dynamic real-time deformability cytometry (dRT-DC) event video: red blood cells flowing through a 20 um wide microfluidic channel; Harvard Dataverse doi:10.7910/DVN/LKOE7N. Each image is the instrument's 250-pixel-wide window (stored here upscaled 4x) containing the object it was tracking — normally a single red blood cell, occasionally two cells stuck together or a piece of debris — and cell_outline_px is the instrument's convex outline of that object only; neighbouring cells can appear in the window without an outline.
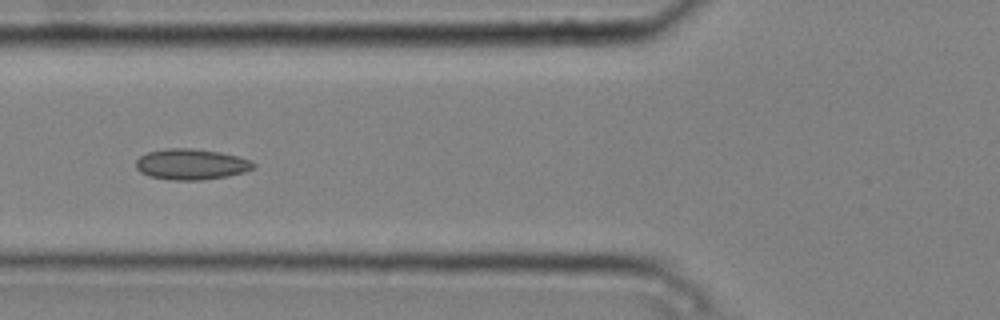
{"species": "common noctule bat (a hibernating species)", "species_latin": "Nyctalus noctula", "temperature_condition": "cold", "stored_images_in_passage": 7, "camera_frame_rate_fps": 3000, "um_per_image_px": 0.085, "animal": {"sex": "male", "body_mass_g": 20.4}, "frame": {"image": 1, "passage_image": 6, "time_ms": 1.667, "image_size_px": [1000, 320], "cell_outline_px": [[256, 164], [252, 168], [244, 172], [228, 176], [200, 180], [172, 180], [152, 176], [140, 172], [136, 168], [136, 160], [140, 156], [148, 152], [168, 148], [192, 148], [220, 152], [240, 156], [252, 160]], "centroid_in_image_um": [16.28, 13.95], "position_along_channel_um": 109.5, "area_um2": 21.1}}
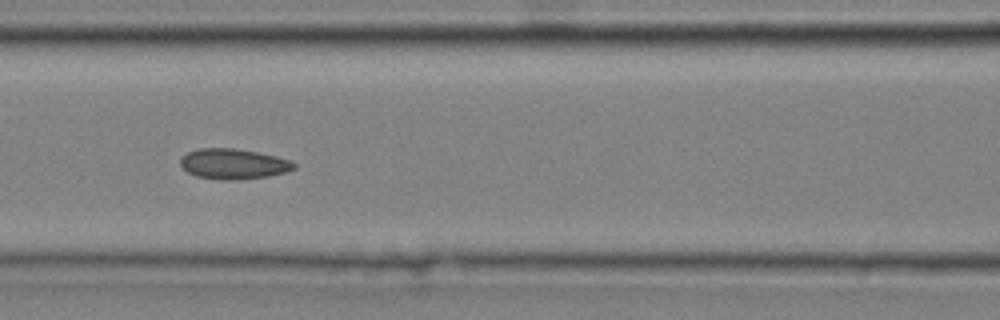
{"frame": {"image": 2, "passage_image": 7, "time_ms": 2.0, "image_size_px": [1000, 320], "cell_outline_px": [[296, 168], [284, 172], [268, 176], [236, 180], [220, 180], [196, 176], [188, 172], [180, 164], [180, 160], [188, 152], [200, 148], [236, 148], [276, 156], [288, 160], [296, 164]], "centroid_in_image_um": [19.83, 13.93], "position_along_channel_um": 146.8, "area_um2": 19.94}}